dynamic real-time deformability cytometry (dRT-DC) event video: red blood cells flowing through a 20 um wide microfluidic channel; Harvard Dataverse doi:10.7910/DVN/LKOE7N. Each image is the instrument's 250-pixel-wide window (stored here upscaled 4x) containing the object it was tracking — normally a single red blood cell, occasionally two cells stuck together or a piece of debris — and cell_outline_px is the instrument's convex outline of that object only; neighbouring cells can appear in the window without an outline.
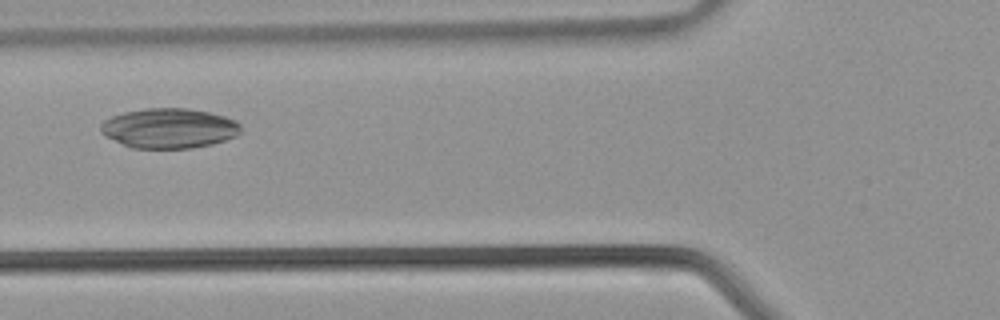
{"species": "common noctule bat (a hibernating species)", "species_latin": "Nyctalus noctula", "temperature_condition": "warm", "stored_images_in_passage": 33, "camera_frame_rate_fps": 3000, "um_per_image_px": 0.085, "animal": {"sex": "male", "body_mass_g": 21.5, "forearm_length_mm": 52.0}, "frame": {"image": 1, "passage_image": 9, "time_ms": 2.667, "image_size_px": [1000, 320], "cell_outline_px": [[240, 132], [236, 136], [212, 144], [192, 148], [132, 148], [104, 136], [100, 132], [100, 124], [104, 120], [112, 116], [124, 112], [148, 108], [188, 108], [208, 112], [224, 116], [236, 120], [240, 124]], "centroid_in_image_um": [14.36, 10.9], "position_along_channel_um": 111.4, "area_um2": 32.66}}
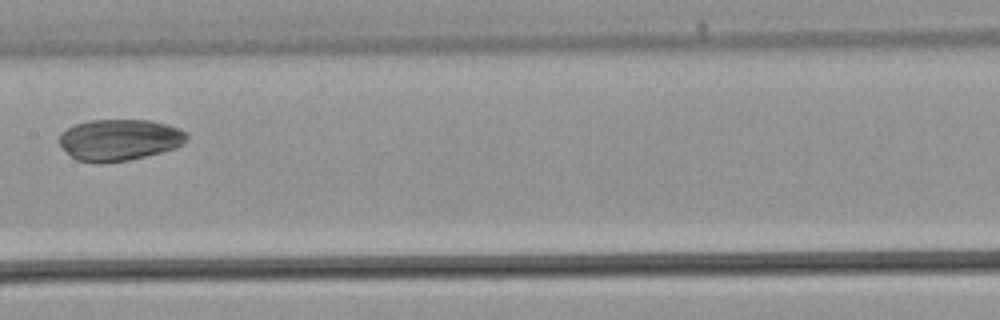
{"frame": {"image": 2, "passage_image": 14, "time_ms": 4.333, "image_size_px": [1000, 320], "cell_outline_px": [[188, 136], [184, 144], [176, 148], [128, 160], [76, 160], [60, 144], [60, 136], [68, 128], [76, 124], [88, 120], [148, 120], [180, 128], [188, 132]], "centroid_in_image_um": [10.22, 11.84], "position_along_channel_um": 197.2, "area_um2": 29.88}}
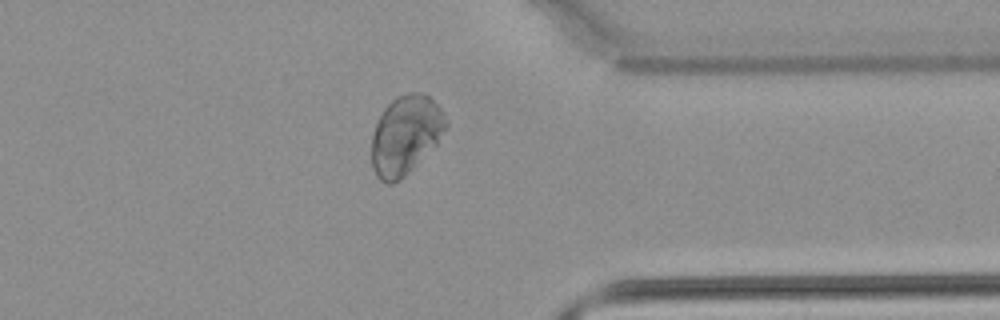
{"frame": {"image": 3, "passage_image": 25, "time_ms": 8.0, "image_size_px": [1000, 320], "cell_outline_px": [[448, 128], [436, 144], [400, 180], [392, 184], [388, 184], [380, 180], [376, 176], [372, 168], [372, 136], [376, 124], [384, 108], [396, 96], [412, 92], [420, 92], [428, 96], [444, 112], [448, 124]], "centroid_in_image_um": [34.47, 11.47], "position_along_channel_um": 376.9, "area_um2": 34.04}}